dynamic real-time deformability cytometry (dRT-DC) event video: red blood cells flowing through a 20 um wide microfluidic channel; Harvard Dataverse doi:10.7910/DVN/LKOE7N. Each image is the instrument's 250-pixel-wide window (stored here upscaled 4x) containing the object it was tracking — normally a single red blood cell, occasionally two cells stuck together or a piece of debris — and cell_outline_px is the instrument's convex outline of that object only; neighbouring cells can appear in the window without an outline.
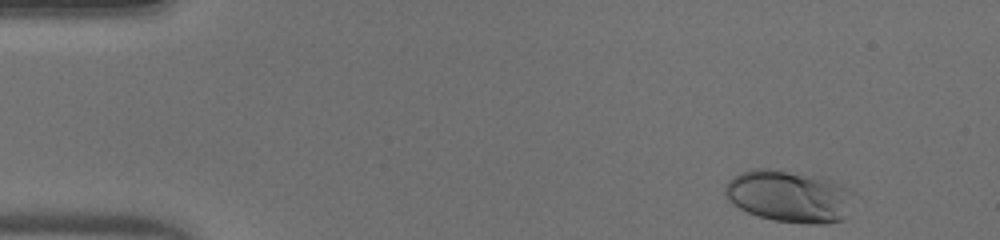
{"species": "human", "species_latin": "Homo sapiens", "temperature_condition": "warm", "stored_images_in_passage": 46, "camera_frame_rate_fps": 3000, "um_per_image_px": 0.085, "donor": {"sex": "male"}, "frame": {"image": 1, "passage_image": 1, "time_ms": 0.0, "image_size_px": [1000, 240], "cell_outline_px": [[856, 192], [844, 220], [824, 224], [808, 224], [776, 220], [760, 216], [748, 212], [732, 204], [724, 196], [724, 184], [732, 176], [740, 172], [752, 168], [768, 168], [816, 176], [832, 180]], "centroid_in_image_um": [67.07, 16.67], "position_along_channel_um": 17.9, "area_um2": 39.42}}
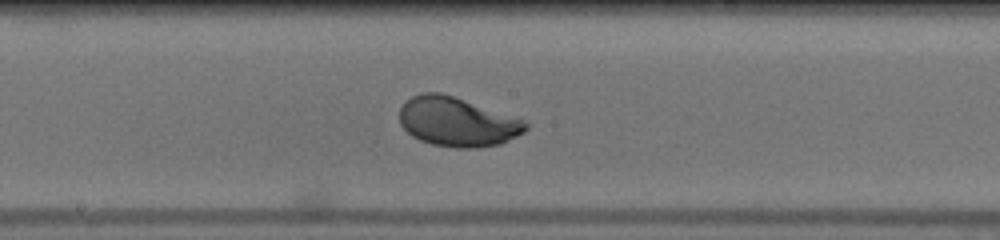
{"frame": {"image": 2, "passage_image": 23, "time_ms": 7.333, "image_size_px": [1000, 240], "cell_outline_px": [[528, 128], [524, 132], [500, 144], [480, 148], [456, 148], [432, 144], [420, 140], [412, 136], [400, 124], [400, 108], [412, 96], [420, 92], [440, 92], [524, 120], [528, 124]], "centroid_in_image_um": [38.85, 10.37], "position_along_channel_um": 209.3, "area_um2": 35.89}}
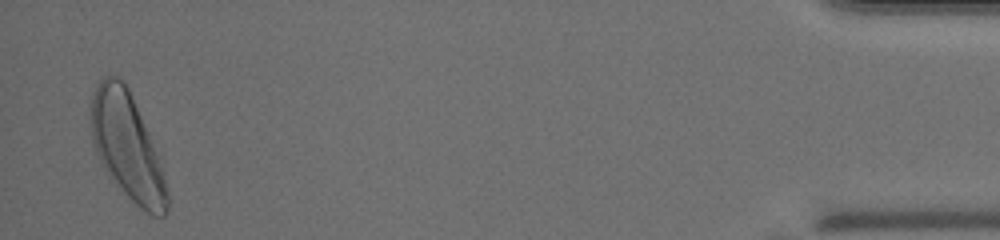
{"frame": {"image": 3, "passage_image": 45, "time_ms": 14.667, "image_size_px": [1000, 240], "cell_outline_px": [[168, 212], [164, 216], [152, 216], [144, 212], [112, 180], [104, 168], [92, 144], [88, 108], [92, 92], [96, 84], [104, 76], [116, 76], [124, 80], [128, 88], [152, 144], [164, 180], [168, 196]], "centroid_in_image_um": [10.73, 12.41], "position_along_channel_um": 424.5, "area_um2": 46.64}, "authors_computed_cell_mechanics": {"area_um2": 35.5759, "velocity_mm_per_s": 4.0893, "shape_relaxation_time_tau1_ms": 2.8807, "shape_relaxation_time_tau2_ms": null, "deformation_change_tau1": 0.1911, "deformation_change_tau2": null}}